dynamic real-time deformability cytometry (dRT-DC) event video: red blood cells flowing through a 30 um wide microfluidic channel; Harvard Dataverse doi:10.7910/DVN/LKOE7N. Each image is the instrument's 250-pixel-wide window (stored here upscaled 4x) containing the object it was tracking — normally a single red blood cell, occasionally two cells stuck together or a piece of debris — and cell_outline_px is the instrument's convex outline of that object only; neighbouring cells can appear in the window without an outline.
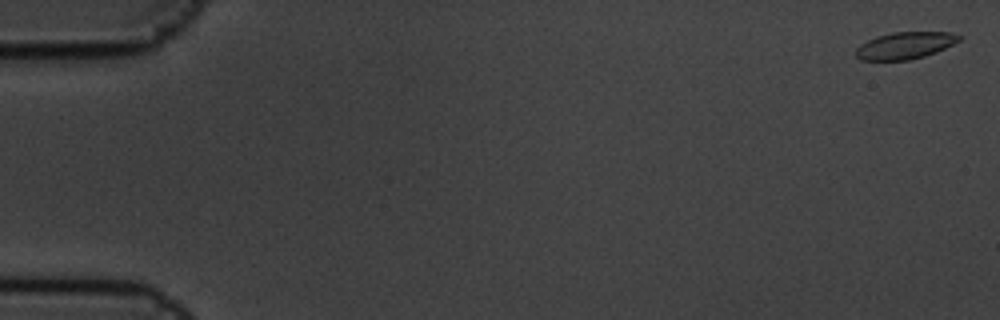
{"species": "common noctule bat (a hibernating species)", "species_latin": "Nyctalus noctula", "temperature_condition": "cold", "stored_images_in_passage": 11, "camera_frame_rate_fps": 3000, "um_per_image_px": 0.085, "animal": {"sex": "male", "body_mass_g": 19.5, "forearm_length_mm": 54.6}, "frame": {"image": 1, "passage_image": 1, "time_ms": 0.0, "image_size_px": [1000, 320], "cell_outline_px": [[960, 40], [936, 52], [924, 56], [908, 60], [860, 60], [856, 56], [856, 48], [860, 44], [876, 36], [892, 32], [948, 32], [960, 36]], "centroid_in_image_um": [76.88, 3.87], "position_along_channel_um": 8.1, "area_um2": 16.07}}
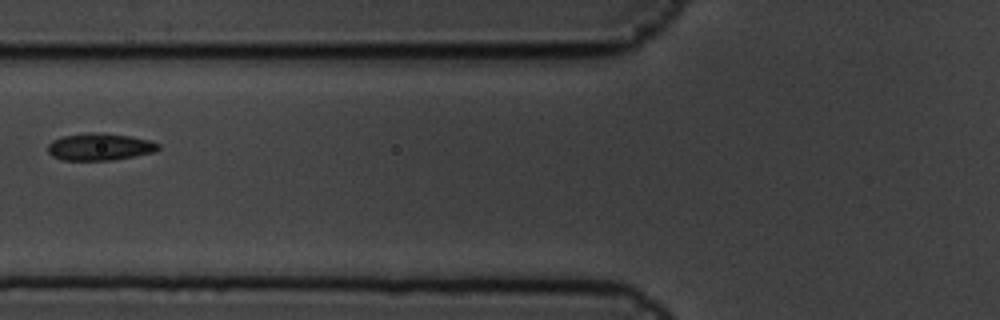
{"frame": {"image": 2, "passage_image": 7, "time_ms": 2.0, "image_size_px": [1000, 320], "cell_outline_px": [[160, 148], [152, 152], [112, 160], [64, 160], [52, 156], [48, 152], [48, 144], [52, 140], [64, 136], [88, 132], [96, 132], [132, 136], [148, 140], [160, 144]], "centroid_in_image_um": [8.45, 12.47], "position_along_channel_um": 117.3, "area_um2": 17.34}}
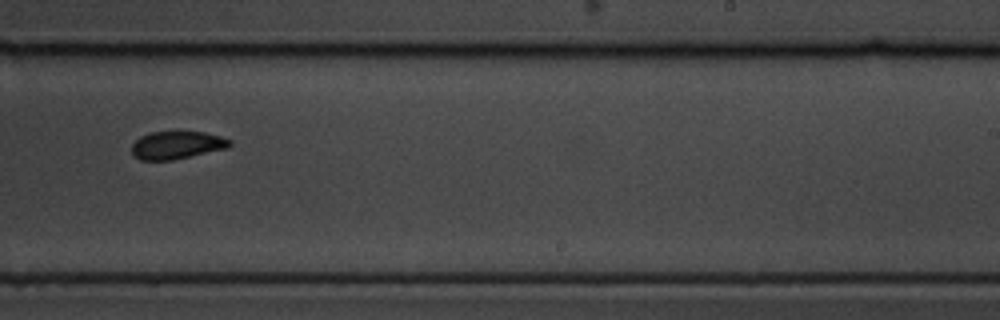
{"frame": {"image": 3, "passage_image": 11, "time_ms": 3.333, "image_size_px": [1000, 320], "cell_outline_px": [[232, 144], [228, 148], [172, 160], [140, 160], [132, 156], [132, 144], [140, 136], [152, 132], [204, 132], [220, 136], [232, 140]], "centroid_in_image_um": [15.03, 12.34], "position_along_channel_um": 274.0, "area_um2": 15.9}}